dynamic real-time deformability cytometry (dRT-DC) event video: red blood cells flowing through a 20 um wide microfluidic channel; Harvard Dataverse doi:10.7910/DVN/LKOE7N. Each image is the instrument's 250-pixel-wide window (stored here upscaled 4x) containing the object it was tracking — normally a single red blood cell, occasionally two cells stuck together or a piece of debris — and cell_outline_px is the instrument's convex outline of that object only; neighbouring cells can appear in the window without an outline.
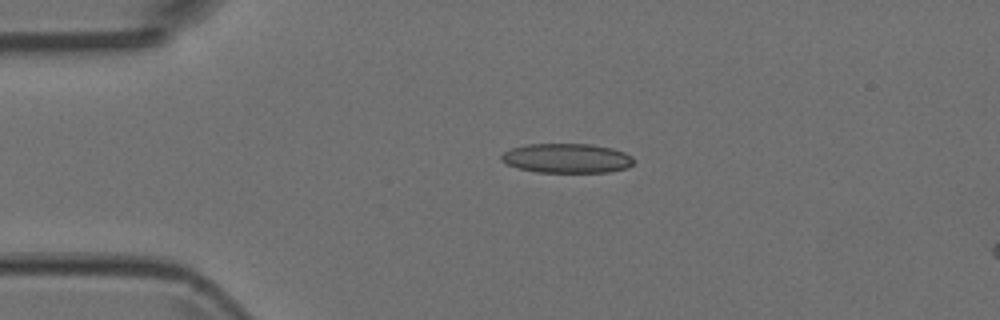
{"species": "Egyptian fruit bat (a non-hibernating species)", "species_latin": "Rousettus aegyptiacus", "temperature_condition": "room temperature", "stored_images_in_passage": 3, "camera_frame_rate_fps": 3000, "um_per_image_px": 0.085, "animal": {"sex": "female"}, "frame": {"image": 1, "passage_image": 1, "time_ms": 0.0, "image_size_px": [1000, 320], "cell_outline_px": [[636, 160], [628, 168], [608, 172], [536, 172], [520, 168], [508, 164], [500, 160], [500, 156], [504, 152], [512, 148], [528, 144], [592, 144], [612, 148], [624, 152], [632, 156]], "centroid_in_image_um": [48.22, 13.45], "position_along_channel_um": 36.8, "area_um2": 22.77}}